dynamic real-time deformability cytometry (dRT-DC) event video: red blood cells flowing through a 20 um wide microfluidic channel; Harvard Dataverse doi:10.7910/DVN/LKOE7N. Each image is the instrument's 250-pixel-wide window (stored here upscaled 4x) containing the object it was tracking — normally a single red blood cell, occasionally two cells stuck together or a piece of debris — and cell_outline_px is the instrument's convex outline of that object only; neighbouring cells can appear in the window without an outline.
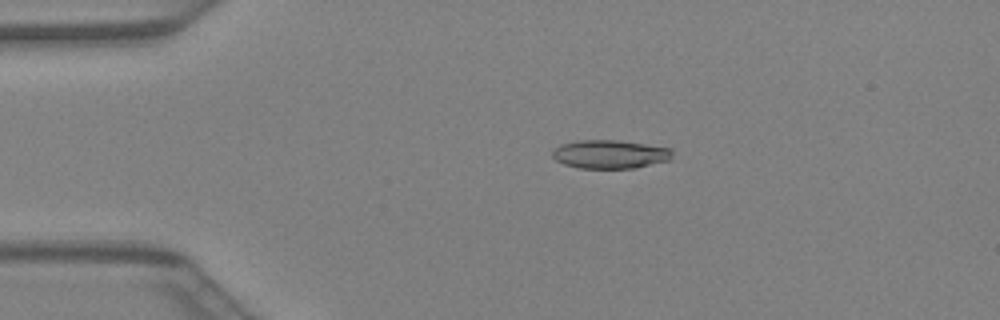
{"species": "Egyptian fruit bat (a non-hibernating species)", "species_latin": "Rousettus aegyptiacus", "temperature_condition": "warm", "stored_images_in_passage": 42, "camera_frame_rate_fps": 3000, "um_per_image_px": 0.085, "animal": {"sex": "female"}, "frame": {"image": 1, "passage_image": 9, "time_ms": 2.667, "image_size_px": [1000, 320], "cell_outline_px": [[672, 156], [668, 160], [636, 168], [580, 168], [564, 164], [556, 160], [552, 156], [552, 148], [560, 144], [576, 140], [616, 140], [672, 148]], "centroid_in_image_um": [51.81, 13.1], "position_along_channel_um": 33.2, "area_um2": 20.0}}
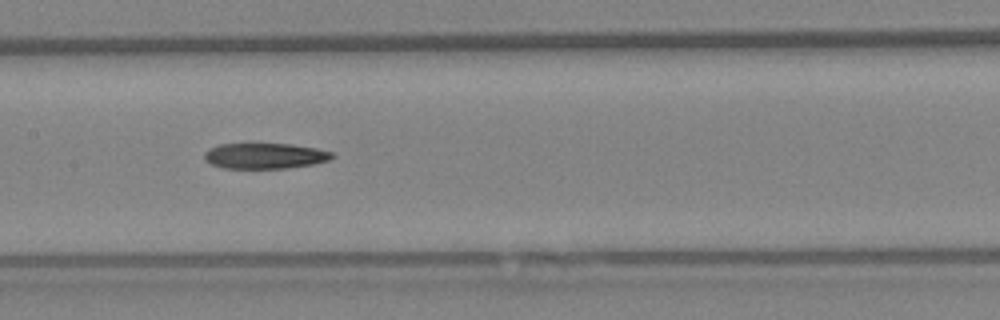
{"frame": {"image": 2, "passage_image": 21, "time_ms": 6.667, "image_size_px": [1000, 320], "cell_outline_px": [[332, 156], [328, 160], [312, 164], [288, 168], [220, 168], [204, 160], [204, 152], [208, 148], [220, 144], [292, 144], [316, 148], [332, 152]], "centroid_in_image_um": [22.45, 13.25], "position_along_channel_um": 184.9, "area_um2": 19.02}}
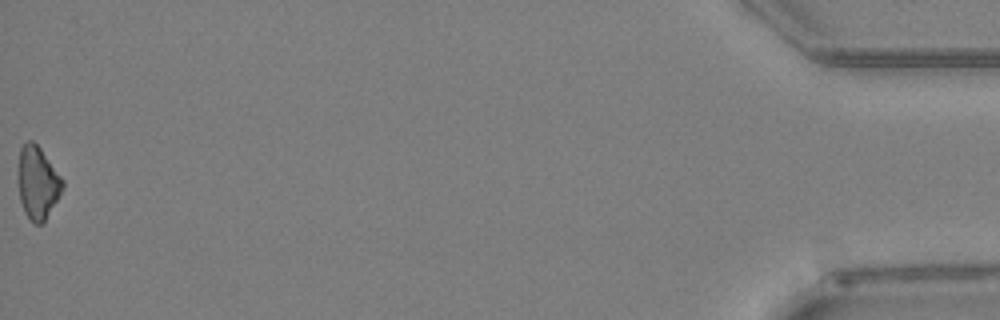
{"frame": {"image": 3, "passage_image": 42, "time_ms": 13.667, "image_size_px": [1000, 320], "cell_outline_px": [[64, 188], [44, 220], [40, 224], [36, 224], [24, 212], [20, 200], [20, 148], [28, 140], [32, 140], [40, 148], [64, 180]], "centroid_in_image_um": [3.23, 15.52], "position_along_channel_um": 432.0, "area_um2": 18.09}}